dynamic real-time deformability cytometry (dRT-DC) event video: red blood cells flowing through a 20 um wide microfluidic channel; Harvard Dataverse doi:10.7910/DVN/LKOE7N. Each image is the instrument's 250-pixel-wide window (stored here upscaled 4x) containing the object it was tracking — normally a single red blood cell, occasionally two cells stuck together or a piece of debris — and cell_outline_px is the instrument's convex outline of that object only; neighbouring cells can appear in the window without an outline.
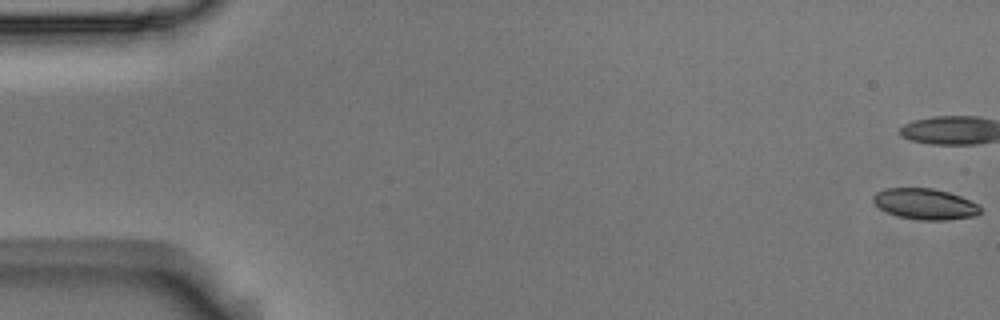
{"species": "Egyptian fruit bat (a non-hibernating species)", "species_latin": "Rousettus aegyptiacus", "temperature_condition": "room temperature", "stored_images_in_passage": 6, "camera_frame_rate_fps": 3000, "um_per_image_px": 0.085, "animal": {"sex": "male"}, "frame": {"image": 1, "passage_image": 1, "time_ms": 0.0, "image_size_px": [1000, 320], "cell_outline_px": [[980, 212], [976, 216], [948, 220], [920, 220], [896, 216], [880, 208], [872, 200], [872, 196], [876, 192], [884, 188], [932, 188], [948, 192], [960, 196], [980, 204]], "centroid_in_image_um": [78.63, 17.34], "position_along_channel_um": 6.4, "area_um2": 19.42}}